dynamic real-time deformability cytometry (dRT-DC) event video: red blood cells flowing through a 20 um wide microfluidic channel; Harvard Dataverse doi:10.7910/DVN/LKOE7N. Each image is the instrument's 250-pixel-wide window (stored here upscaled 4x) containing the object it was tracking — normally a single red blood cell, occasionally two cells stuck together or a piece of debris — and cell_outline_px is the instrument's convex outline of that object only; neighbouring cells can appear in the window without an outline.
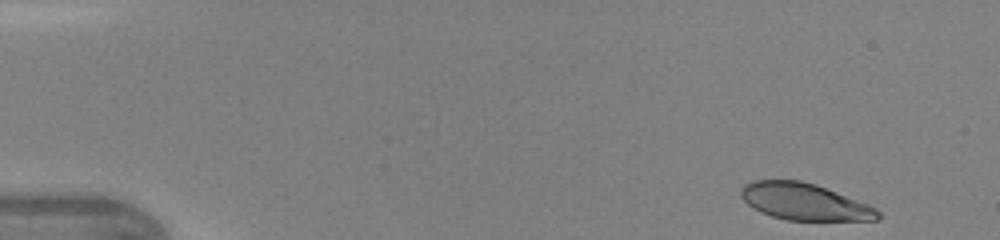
{"species": "human", "species_latin": "Homo sapiens", "temperature_condition": "warm", "stored_images_in_passage": 44, "camera_frame_rate_fps": 3000, "um_per_image_px": 0.085, "donor": {"sex": "female"}, "frame": {"image": 1, "passage_image": 1, "time_ms": 0.0, "image_size_px": [1000, 240], "cell_outline_px": [[880, 220], [788, 220], [772, 216], [760, 212], [752, 208], [740, 196], [740, 188], [744, 184], [752, 180], [800, 180], [816, 184], [868, 204], [876, 208], [880, 212]], "centroid_in_image_um": [68.36, 17.14], "position_along_channel_um": 16.6, "area_um2": 29.42}}
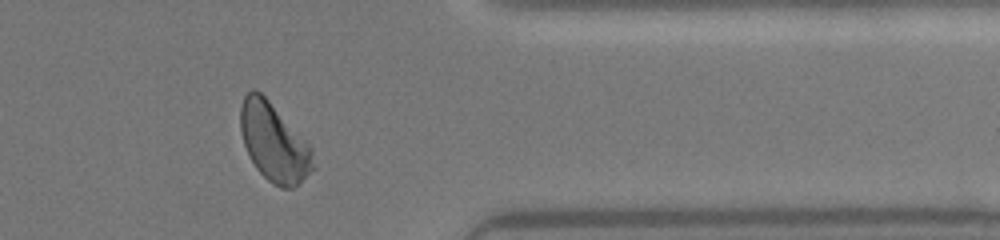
{"frame": {"image": 2, "passage_image": 36, "time_ms": 11.667, "image_size_px": [1000, 240], "cell_outline_px": [[316, 168], [292, 188], [280, 188], [272, 184], [256, 168], [244, 144], [240, 128], [240, 108], [244, 96], [252, 88], [256, 88], [268, 100], [312, 148]], "centroid_in_image_um": [23.29, 12.12], "position_along_channel_um": 388.1, "area_um2": 32.77}}
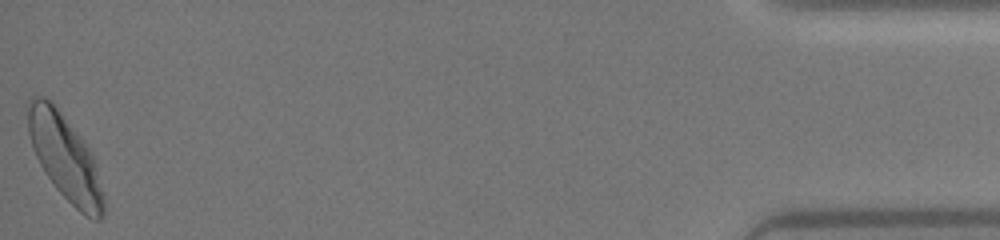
{"frame": {"image": 3, "passage_image": 44, "time_ms": 14.333, "image_size_px": [1000, 240], "cell_outline_px": [[104, 216], [100, 220], [96, 220], [84, 216], [56, 188], [44, 172], [32, 148], [28, 132], [28, 100], [32, 96], [44, 96], [56, 108], [84, 140], [92, 156], [104, 196]], "centroid_in_image_um": [5.52, 13.41], "position_along_channel_um": 429.7, "area_um2": 37.05}, "authors_computed_cell_mechanics": {"area_um2": 32.4547, "velocity_mm_per_s": 4.3211, "shape_relaxation_time_tau1_ms": 3.8756, "shape_relaxation_time_tau2_ms": 0.8393, "deformation_change_tau1": 0.1612, "deformation_change_tau2": 0.0613}}